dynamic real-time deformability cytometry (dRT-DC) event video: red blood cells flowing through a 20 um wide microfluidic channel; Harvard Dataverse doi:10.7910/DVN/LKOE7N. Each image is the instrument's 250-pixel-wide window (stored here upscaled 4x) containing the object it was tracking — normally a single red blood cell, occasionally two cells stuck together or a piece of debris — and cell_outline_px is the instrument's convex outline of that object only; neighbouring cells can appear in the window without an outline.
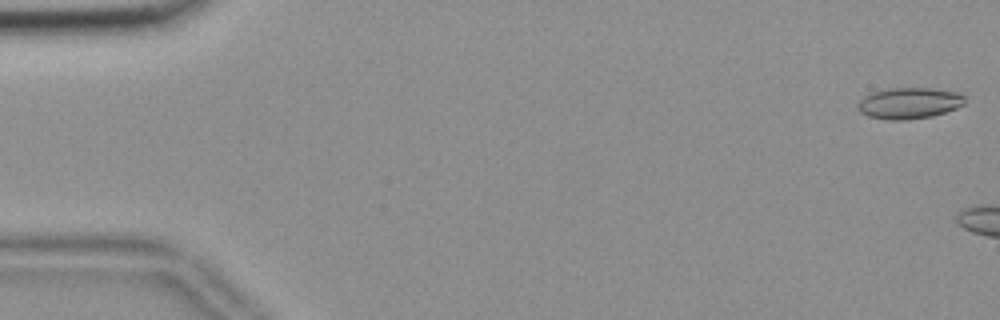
{"species": "common noctule bat (a hibernating species)", "species_latin": "Nyctalus noctula", "temperature_condition": "room temperature", "stored_images_in_passage": 6, "camera_frame_rate_fps": 3000, "um_per_image_px": 0.085, "animal": {"sex": "female", "body_mass_g": 18.4}, "frame": {"image": 1, "passage_image": 1, "time_ms": 0.0, "image_size_px": [1000, 320], "cell_outline_px": [[964, 104], [956, 108], [932, 116], [908, 120], [888, 120], [868, 116], [860, 112], [856, 104], [864, 96], [872, 92], [888, 88], [932, 88], [960, 92], [964, 96]], "centroid_in_image_um": [77.27, 8.76], "position_along_channel_um": 7.7, "area_um2": 19.59}}